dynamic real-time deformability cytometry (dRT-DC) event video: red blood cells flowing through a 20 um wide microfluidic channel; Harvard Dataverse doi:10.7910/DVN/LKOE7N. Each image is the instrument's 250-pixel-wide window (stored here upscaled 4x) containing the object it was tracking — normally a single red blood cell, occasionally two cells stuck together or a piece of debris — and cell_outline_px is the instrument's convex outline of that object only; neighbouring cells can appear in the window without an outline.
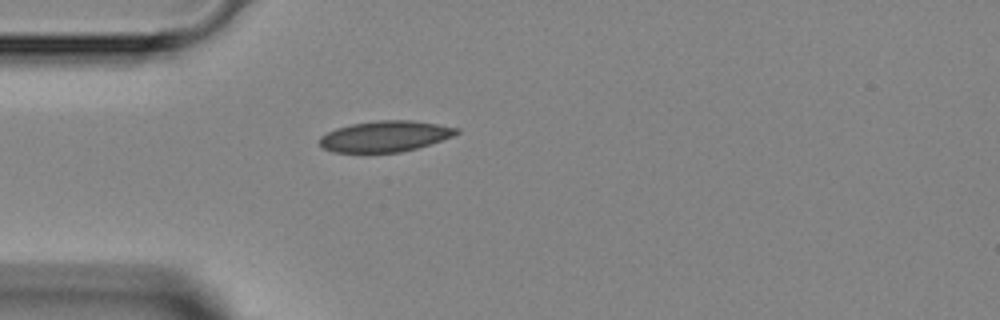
{"species": "Egyptian fruit bat (a non-hibernating species)", "species_latin": "Rousettus aegyptiacus", "temperature_condition": "room temperature", "stored_images_in_passage": 3, "camera_frame_rate_fps": 3000, "um_per_image_px": 0.085, "animal": {"sex": "female"}, "frame": {"image": 1, "passage_image": 3, "time_ms": 3.333, "image_size_px": [1000, 320], "cell_outline_px": [[460, 132], [452, 136], [416, 148], [400, 152], [336, 152], [324, 148], [320, 144], [320, 136], [336, 128], [352, 124], [376, 120], [412, 120], [460, 128]], "centroid_in_image_um": [32.73, 11.57], "position_along_channel_um": 52.3, "area_um2": 24.33}}